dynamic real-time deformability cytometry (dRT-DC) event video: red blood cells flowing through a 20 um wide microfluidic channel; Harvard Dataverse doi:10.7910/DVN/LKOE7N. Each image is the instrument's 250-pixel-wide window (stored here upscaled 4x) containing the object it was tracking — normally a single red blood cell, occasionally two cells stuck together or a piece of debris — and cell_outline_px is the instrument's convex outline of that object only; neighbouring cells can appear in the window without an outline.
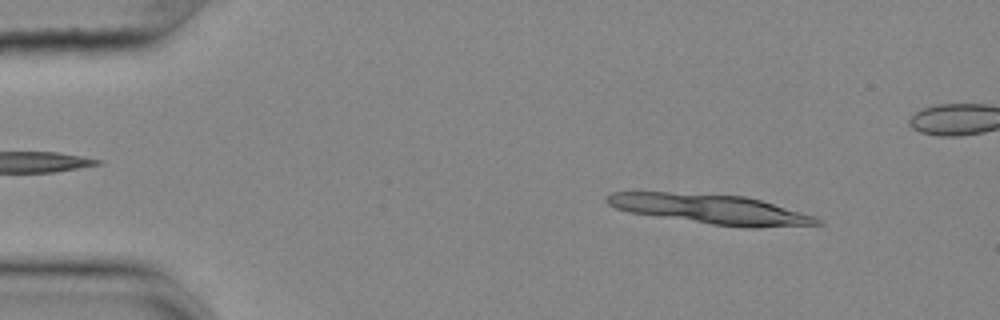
{"species": "common noctule bat (a hibernating species)", "species_latin": "Nyctalus noctula", "temperature_condition": "cold", "stored_images_in_passage": 12, "camera_frame_rate_fps": 3000, "um_per_image_px": 0.085, "animal": {"sex": "female", "body_mass_g": 25.1}, "frame": {"image": 1, "passage_image": 6, "time_ms": 1.667, "image_size_px": [1000, 320], "cell_outline_px": [[824, 224], [756, 228], [748, 228], [712, 224], [628, 212], [616, 208], [608, 204], [604, 200], [604, 196], [612, 192], [668, 192], [744, 196], [760, 200], [816, 216], [824, 220]], "centroid_in_image_um": [60.44, 17.78], "position_along_channel_um": 24.6, "area_um2": 36.18}}